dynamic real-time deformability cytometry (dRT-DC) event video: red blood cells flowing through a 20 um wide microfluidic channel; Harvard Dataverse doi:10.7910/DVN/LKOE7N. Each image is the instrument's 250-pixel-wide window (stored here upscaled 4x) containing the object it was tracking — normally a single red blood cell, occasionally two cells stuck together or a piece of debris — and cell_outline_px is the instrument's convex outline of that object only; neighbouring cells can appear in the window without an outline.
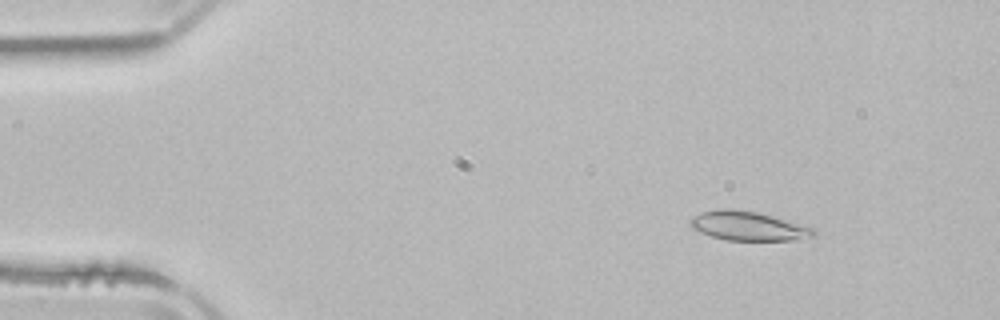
{"species": "common noctule bat (a hibernating species)", "species_latin": "Nyctalus noctula", "temperature_condition": "room temperature", "stored_images_in_passage": 5, "camera_frame_rate_fps": 3000, "um_per_image_px": 0.085, "animal": {"sex": "male", "body_mass_g": 21.5, "forearm_length_mm": 52.0}, "frame": {"image": 1, "passage_image": 2, "time_ms": 1.333, "image_size_px": [1000, 320], "cell_outline_px": [[816, 236], [792, 240], [728, 240], [712, 236], [700, 232], [692, 228], [688, 224], [688, 220], [692, 216], [704, 212], [724, 208], [728, 208], [756, 212], [812, 228], [816, 232]], "centroid_in_image_um": [63.53, 19.22], "position_along_channel_um": 21.5, "area_um2": 20.52}}
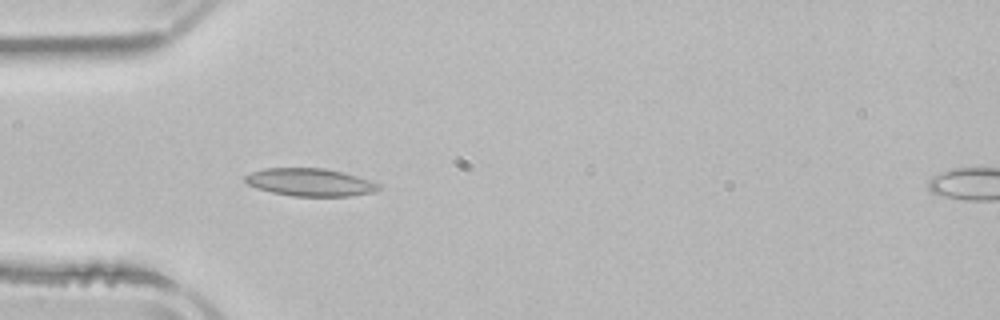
{"frame": {"image": 2, "passage_image": 4, "time_ms": 4.333, "image_size_px": [1000, 320], "cell_outline_px": [[380, 188], [372, 192], [348, 196], [292, 196], [272, 192], [256, 188], [248, 184], [244, 180], [244, 176], [252, 172], [264, 168], [324, 168], [356, 176], [380, 184]], "centroid_in_image_um": [26.31, 15.49], "position_along_channel_um": 58.7, "area_um2": 21.33}}